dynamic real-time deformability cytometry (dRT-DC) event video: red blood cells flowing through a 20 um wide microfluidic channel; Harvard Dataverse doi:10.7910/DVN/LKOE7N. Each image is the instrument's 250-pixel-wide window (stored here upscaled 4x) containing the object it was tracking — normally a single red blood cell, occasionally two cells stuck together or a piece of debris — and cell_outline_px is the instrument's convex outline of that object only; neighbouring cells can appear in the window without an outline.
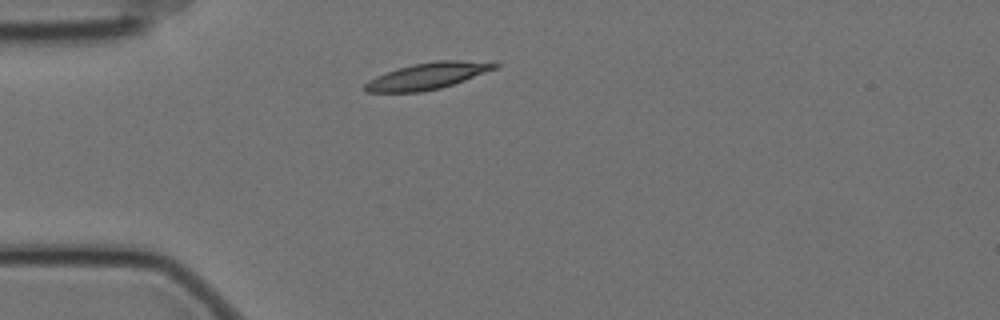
{"species": "Egyptian fruit bat (a non-hibernating species)", "species_latin": "Rousettus aegyptiacus", "temperature_condition": "cold", "stored_images_in_passage": 15, "camera_frame_rate_fps": 3000, "um_per_image_px": 0.085, "animal": {"sex": "female"}, "frame": {"image": 1, "passage_image": 1, "time_ms": 0.0, "image_size_px": [1000, 320], "cell_outline_px": [[500, 64], [496, 68], [464, 80], [440, 88], [420, 92], [364, 92], [364, 84], [368, 80], [376, 76], [412, 64], [436, 60], [460, 60]], "centroid_in_image_um": [36.28, 6.46], "position_along_channel_um": 48.7, "area_um2": 19.65}}
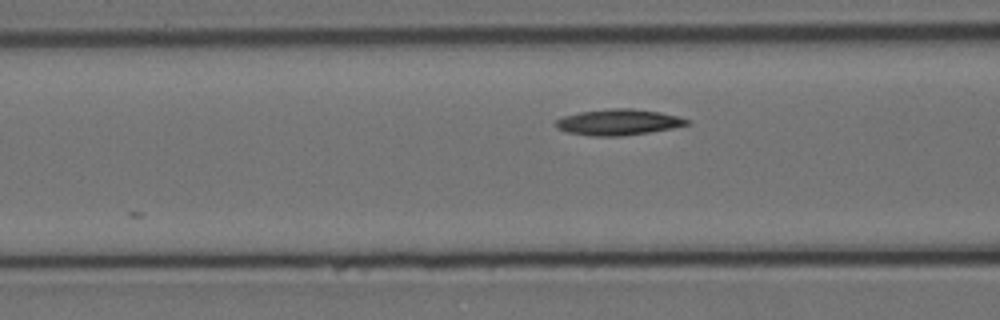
{"frame": {"image": 2, "passage_image": 8, "time_ms": 2.333, "image_size_px": [1000, 320], "cell_outline_px": [[692, 124], [672, 128], [624, 136], [588, 136], [568, 132], [556, 128], [556, 120], [564, 116], [580, 112], [612, 108], [632, 108], [660, 112], [692, 120]], "centroid_in_image_um": [52.59, 10.39], "position_along_channel_um": 114.0, "area_um2": 19.88}}
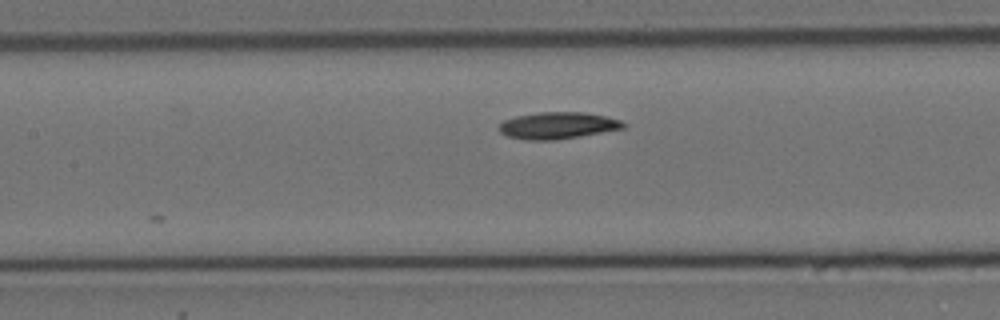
{"frame": {"image": 3, "passage_image": 12, "time_ms": 3.667, "image_size_px": [1000, 320], "cell_outline_px": [[628, 124], [624, 128], [580, 136], [556, 140], [528, 140], [508, 136], [500, 132], [496, 128], [504, 120], [516, 116], [540, 112], [584, 112], [604, 116], [620, 120]], "centroid_in_image_um": [47.39, 10.67], "position_along_channel_um": 160.0, "area_um2": 19.36}}